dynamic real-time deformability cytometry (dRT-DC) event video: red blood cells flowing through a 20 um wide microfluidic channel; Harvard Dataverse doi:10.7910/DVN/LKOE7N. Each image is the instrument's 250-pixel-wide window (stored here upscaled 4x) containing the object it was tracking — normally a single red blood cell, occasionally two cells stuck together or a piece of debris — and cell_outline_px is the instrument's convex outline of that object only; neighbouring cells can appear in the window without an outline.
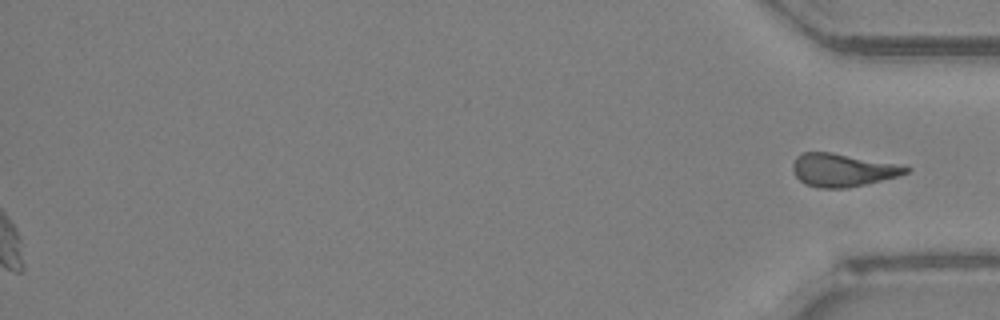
{"species": "Egyptian fruit bat (a non-hibernating species)", "species_latin": "Rousettus aegyptiacus", "temperature_condition": "room temperature", "stored_images_in_passage": 47, "segment_of_instrument_passage": [2, 2], "camera_frame_rate_fps": 3000, "um_per_image_px": 0.085, "animal": {"sex": "female"}, "frame": {"image": 1, "passage_image": 47, "time_ms": 15.333, "image_size_px": [1000, 320], "cell_outline_px": [[912, 168], [908, 172], [900, 176], [868, 184], [848, 188], [816, 188], [804, 184], [796, 176], [792, 168], [792, 164], [796, 156], [804, 152], [832, 152]], "centroid_in_image_um": [71.58, 14.47], "position_along_channel_um": 363.6, "area_um2": 21.68}}